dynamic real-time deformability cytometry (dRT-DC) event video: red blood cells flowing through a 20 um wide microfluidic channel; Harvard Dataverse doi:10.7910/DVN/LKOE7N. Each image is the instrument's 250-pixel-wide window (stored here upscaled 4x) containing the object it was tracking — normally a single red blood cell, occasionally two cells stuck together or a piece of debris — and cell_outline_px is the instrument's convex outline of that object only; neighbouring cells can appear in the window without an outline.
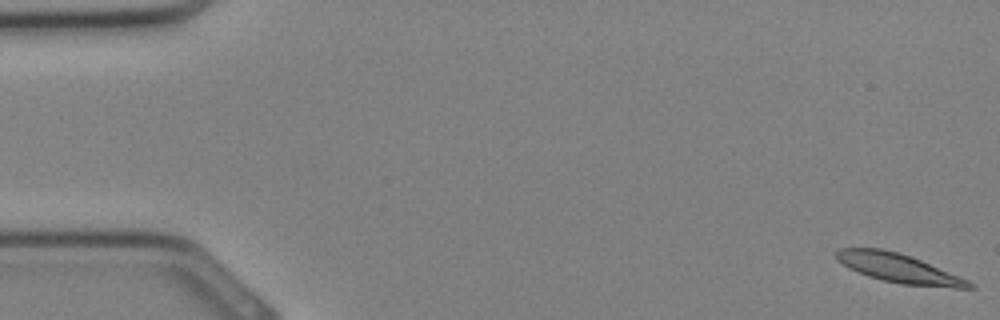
{"species": "Egyptian fruit bat (a non-hibernating species)", "species_latin": "Rousettus aegyptiacus", "temperature_condition": "cold", "stored_images_in_passage": 9, "camera_frame_rate_fps": 3000, "um_per_image_px": 0.085, "animal": {"sex": "female"}, "frame": {"image": 1, "passage_image": 1, "time_ms": 0.0, "image_size_px": [1000, 320], "cell_outline_px": [[976, 288], [952, 288], [900, 284], [868, 276], [848, 268], [836, 260], [836, 252], [840, 248], [880, 248], [912, 256], [968, 280], [976, 284]], "centroid_in_image_um": [76.41, 22.81], "position_along_channel_um": 8.6, "area_um2": 22.43}}